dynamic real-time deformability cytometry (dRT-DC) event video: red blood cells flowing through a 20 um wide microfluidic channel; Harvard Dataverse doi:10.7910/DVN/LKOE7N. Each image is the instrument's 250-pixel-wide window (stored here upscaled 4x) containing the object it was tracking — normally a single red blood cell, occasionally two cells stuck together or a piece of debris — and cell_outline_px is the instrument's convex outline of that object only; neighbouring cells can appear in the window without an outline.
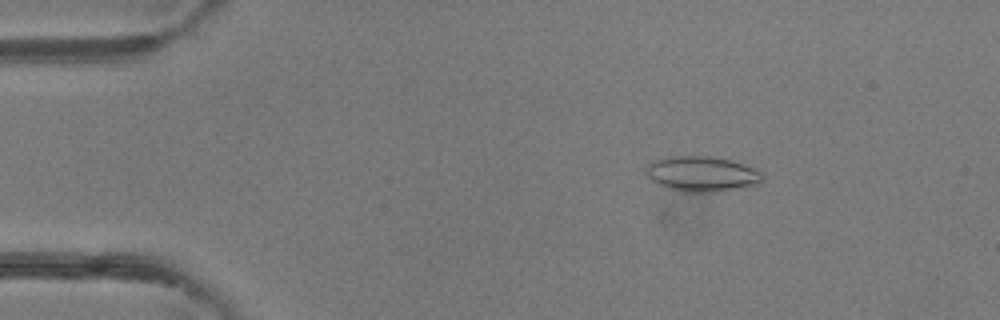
{"species": "common noctule bat (a hibernating species)", "species_latin": "Nyctalus noctula", "temperature_condition": "room temperature", "stored_images_in_passage": 50, "camera_frame_rate_fps": 3000, "um_per_image_px": 0.085, "animal": {"sex": "female"}, "frame": {"image": 1, "passage_image": 8, "time_ms": 2.333, "image_size_px": [1000, 320], "cell_outline_px": [[764, 180], [756, 184], [716, 192], [680, 192], [656, 184], [644, 172], [644, 168], [652, 160], [664, 156], [712, 156], [732, 160], [764, 172]], "centroid_in_image_um": [59.62, 14.77], "position_along_channel_um": 25.4, "area_um2": 24.33}}
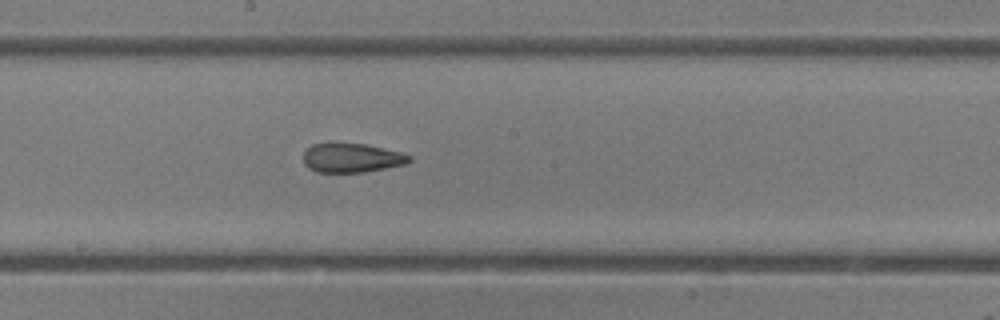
{"frame": {"image": 2, "passage_image": 27, "time_ms": 8.667, "image_size_px": [1000, 320], "cell_outline_px": [[412, 160], [408, 164], [364, 172], [316, 172], [308, 168], [304, 164], [304, 152], [312, 144], [328, 140], [364, 144], [400, 152], [412, 156]], "centroid_in_image_um": [29.86, 13.39], "position_along_channel_um": 218.3, "area_um2": 18.61}}
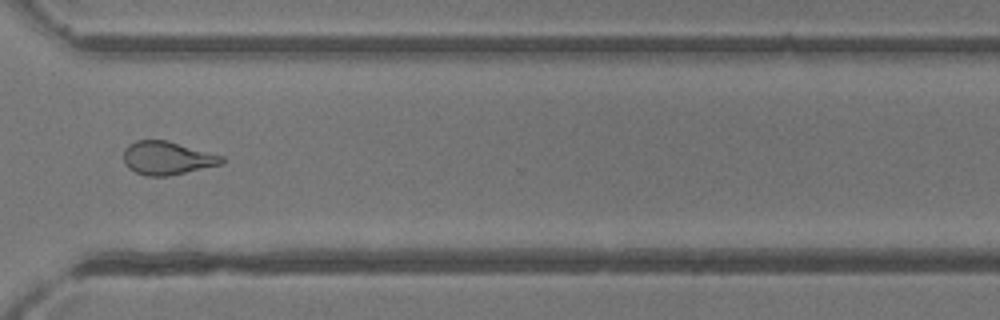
{"frame": {"image": 3, "passage_image": 37, "time_ms": 12.0, "image_size_px": [1000, 320], "cell_outline_px": [[224, 164], [168, 176], [148, 176], [136, 172], [128, 168], [124, 164], [124, 148], [128, 144], [136, 140], [168, 140], [224, 156]], "centroid_in_image_um": [14.22, 13.43], "position_along_channel_um": 356.4, "area_um2": 19.25}, "authors_computed_cell_mechanics": {"area_um2": 20.3167, "velocity_mm_per_s": 4.1571, "shape_relaxation_time_tau1_ms": 7.6806, "shape_relaxation_time_tau2_ms": 1.3697, "deformation_change_tau1": 0.2143, "deformation_change_tau2": 0.0961}}